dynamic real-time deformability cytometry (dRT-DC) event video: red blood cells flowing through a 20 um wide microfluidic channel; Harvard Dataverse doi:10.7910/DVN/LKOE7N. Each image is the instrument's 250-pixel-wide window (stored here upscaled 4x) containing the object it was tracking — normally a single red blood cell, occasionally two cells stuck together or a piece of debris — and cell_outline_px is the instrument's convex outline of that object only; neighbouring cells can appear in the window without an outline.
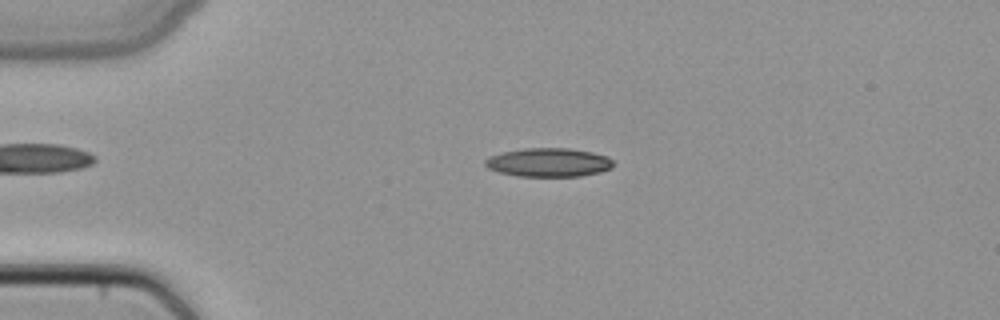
{"species": "common noctule bat (a hibernating species)", "species_latin": "Nyctalus noctula", "temperature_condition": "cold", "stored_images_in_passage": 48, "camera_frame_rate_fps": 3000, "um_per_image_px": 0.085, "animal": {"sex": "female", "body_mass_g": 22.7, "forearm_length_mm": 54.2}, "frame": {"image": 1, "passage_image": 11, "time_ms": 3.333, "image_size_px": [1000, 320], "cell_outline_px": [[612, 168], [600, 172], [580, 176], [516, 176], [500, 172], [488, 168], [484, 164], [484, 160], [488, 156], [500, 152], [524, 148], [568, 148], [592, 152], [608, 156], [612, 160]], "centroid_in_image_um": [46.6, 13.8], "position_along_channel_um": 38.4, "area_um2": 21.56}}
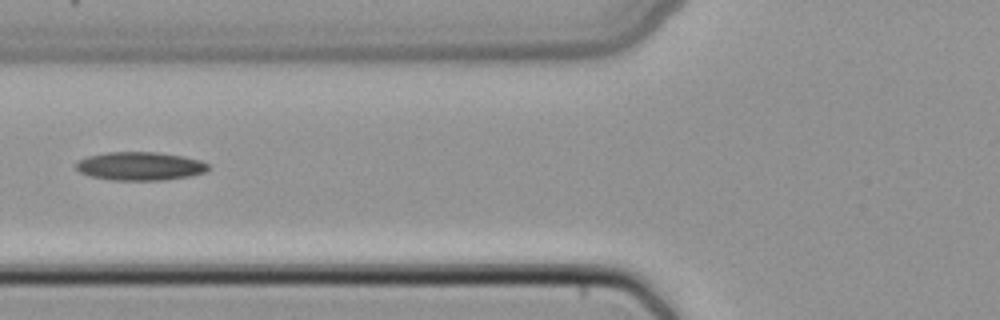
{"frame": {"image": 2, "passage_image": 19, "time_ms": 6.0, "image_size_px": [1000, 320], "cell_outline_px": [[208, 168], [204, 172], [192, 176], [164, 180], [112, 180], [88, 176], [80, 172], [76, 168], [76, 160], [88, 156], [108, 152], [156, 152], [184, 156], [200, 160], [208, 164]], "centroid_in_image_um": [11.88, 14.12], "position_along_channel_um": 113.9, "area_um2": 22.02}}
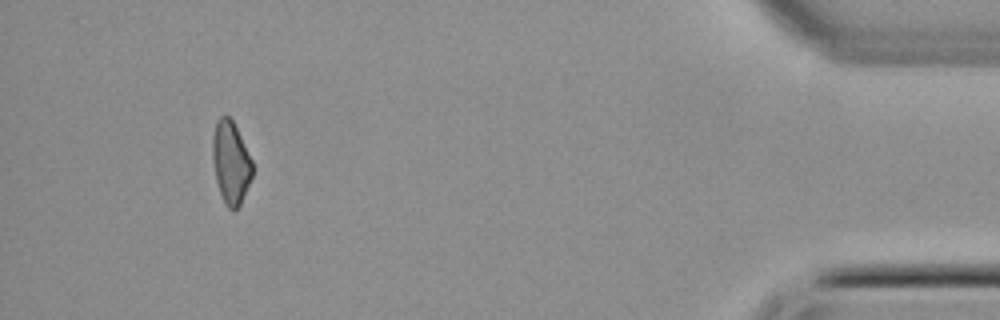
{"frame": {"image": 3, "passage_image": 45, "time_ms": 14.667, "image_size_px": [1000, 320], "cell_outline_px": [[252, 176], [240, 204], [232, 212], [224, 204], [216, 180], [212, 160], [212, 136], [216, 120], [220, 116], [228, 116], [232, 120], [252, 160]], "centroid_in_image_um": [19.59, 13.81], "position_along_channel_um": 415.6, "area_um2": 19.07}}